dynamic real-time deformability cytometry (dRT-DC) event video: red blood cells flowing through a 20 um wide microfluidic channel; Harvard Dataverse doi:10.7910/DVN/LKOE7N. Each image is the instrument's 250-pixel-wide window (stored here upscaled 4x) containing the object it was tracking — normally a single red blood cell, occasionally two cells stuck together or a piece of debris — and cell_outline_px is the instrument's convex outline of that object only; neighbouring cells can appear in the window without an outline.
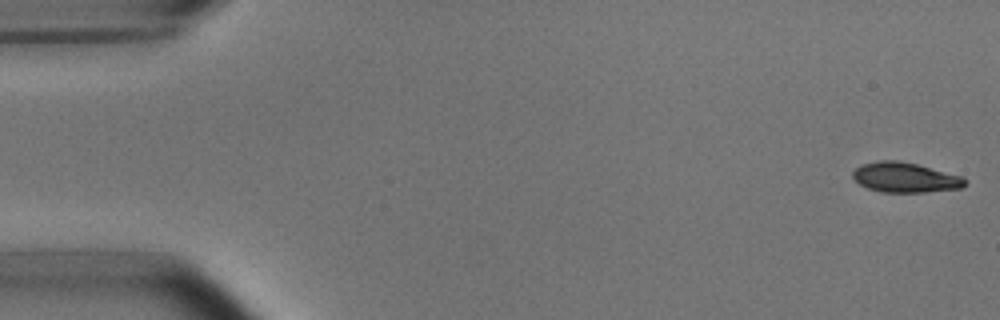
{"species": "common noctule bat (a hibernating species)", "species_latin": "Nyctalus noctula", "temperature_condition": "room temperature", "stored_images_in_passage": 52, "camera_frame_rate_fps": 3000, "um_per_image_px": 0.085, "animal": {"sex": "male", "body_mass_g": 15.6}, "frame": {"image": 1, "passage_image": 1, "time_ms": 0.0, "image_size_px": [1000, 320], "cell_outline_px": [[968, 184], [960, 188], [924, 192], [880, 192], [868, 188], [860, 184], [852, 176], [852, 172], [856, 168], [864, 164], [880, 160], [896, 160], [916, 164], [960, 176], [968, 180]], "centroid_in_image_um": [76.94, 15.09], "position_along_channel_um": 8.1, "area_um2": 19.36}}
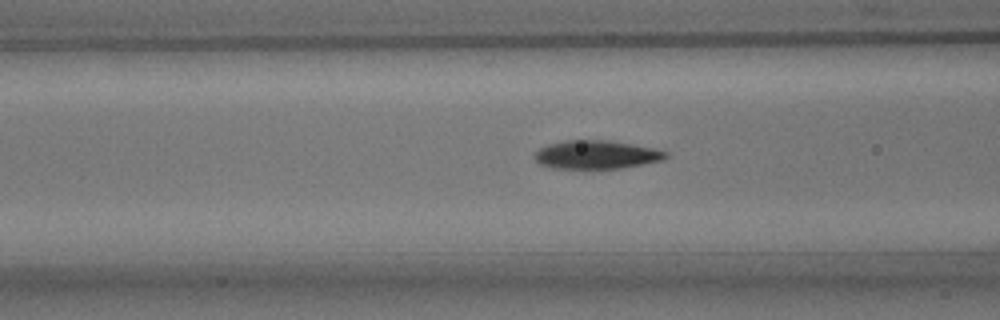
{"frame": {"image": 2, "passage_image": 20, "time_ms": 6.333, "image_size_px": [1000, 320], "cell_outline_px": [[668, 156], [664, 160], [620, 168], [552, 168], [540, 164], [532, 156], [540, 148], [548, 144], [564, 140], [608, 140], [632, 144], [652, 148], [668, 152]], "centroid_in_image_um": [50.68, 13.14], "position_along_channel_um": 115.9, "area_um2": 21.68}}
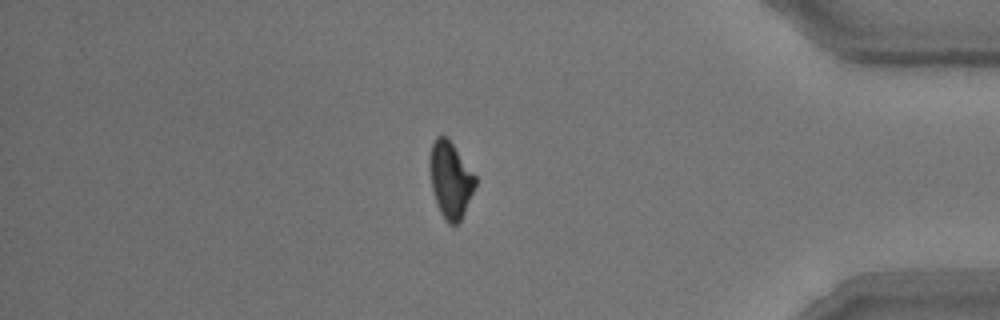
{"frame": {"image": 3, "passage_image": 45, "time_ms": 14.667, "image_size_px": [1000, 320], "cell_outline_px": [[476, 184], [464, 212], [460, 220], [456, 224], [448, 224], [440, 212], [432, 188], [428, 168], [428, 160], [432, 144], [436, 136], [444, 136], [452, 144], [476, 176]], "centroid_in_image_um": [38.26, 15.27], "position_along_channel_um": 396.9, "area_um2": 19.94}, "authors_computed_cell_mechanics": {"area_um2": 20.9236, "velocity_mm_per_s": 3.7712, "shape_relaxation_time_tau1_ms": 2.1687, "shape_relaxation_time_tau2_ms": 4.3185, "deformation_change_tau1": 0.1211, "deformation_change_tau2": 0.0968}}